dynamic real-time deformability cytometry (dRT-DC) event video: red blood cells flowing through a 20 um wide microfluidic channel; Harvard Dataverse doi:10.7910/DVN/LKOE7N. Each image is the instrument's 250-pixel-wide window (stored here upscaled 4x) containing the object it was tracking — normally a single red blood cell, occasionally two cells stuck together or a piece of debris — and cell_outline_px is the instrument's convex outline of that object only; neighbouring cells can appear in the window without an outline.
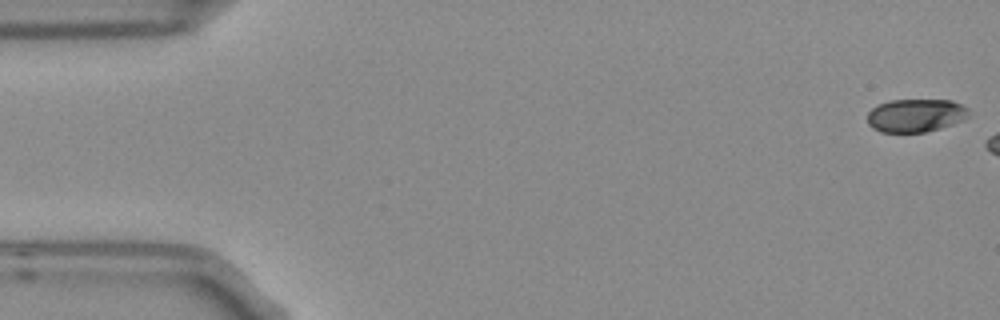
{"species": "Egyptian fruit bat (a non-hibernating species)", "species_latin": "Rousettus aegyptiacus", "temperature_condition": "room temperature", "stored_images_in_passage": 3, "camera_frame_rate_fps": 3000, "um_per_image_px": 0.085, "frame": {"image": 1, "passage_image": 1, "time_ms": 0.0, "image_size_px": [1000, 320], "cell_outline_px": [[972, 116], [964, 120], [940, 128], [924, 132], [880, 132], [872, 128], [868, 124], [868, 112], [872, 108], [888, 100], [952, 100], [968, 108]], "centroid_in_image_um": [77.86, 9.81], "position_along_channel_um": 7.1, "area_um2": 19.77}}